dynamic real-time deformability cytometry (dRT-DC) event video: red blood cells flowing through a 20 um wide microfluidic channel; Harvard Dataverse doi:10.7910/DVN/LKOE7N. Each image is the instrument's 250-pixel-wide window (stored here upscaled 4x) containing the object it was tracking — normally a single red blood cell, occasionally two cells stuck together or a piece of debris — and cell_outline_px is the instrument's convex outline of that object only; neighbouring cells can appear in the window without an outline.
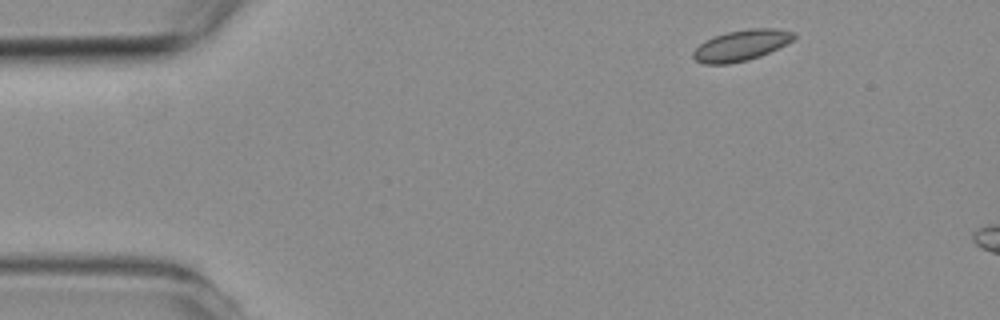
{"species": "common noctule bat (a hibernating species)", "species_latin": "Nyctalus noctula", "temperature_condition": "room temperature", "stored_images_in_passage": 3, "camera_frame_rate_fps": 3000, "um_per_image_px": 0.085, "animal": {"sex": "female", "body_mass_g": 19.3, "forearm_length_mm": 54.1}, "frame": {"image": 1, "passage_image": 1, "time_ms": 0.0, "image_size_px": [1000, 320], "cell_outline_px": [[796, 36], [792, 40], [760, 56], [748, 60], [728, 64], [704, 64], [696, 60], [692, 56], [692, 52], [704, 40], [728, 32], [748, 28], [776, 28], [796, 32]], "centroid_in_image_um": [62.99, 3.85], "position_along_channel_um": 22.0, "area_um2": 17.98}}